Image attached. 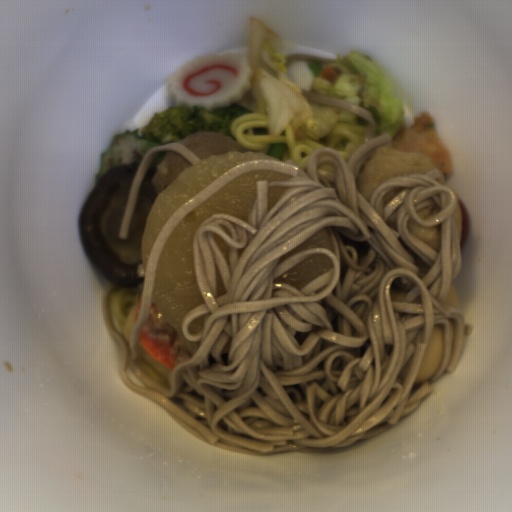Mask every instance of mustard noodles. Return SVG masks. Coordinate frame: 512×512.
<instances>
[{
	"mask_svg": "<svg viewBox=\"0 0 512 512\" xmlns=\"http://www.w3.org/2000/svg\"><path fill=\"white\" fill-rule=\"evenodd\" d=\"M301 96L367 121L364 142L347 162L325 147L311 152L305 166L272 158L241 163L177 210L156 235L128 342L110 314L111 292L119 285L110 286L103 301L105 328L121 350L123 382L199 441L246 455L327 451L385 432L433 390L427 380L414 382L434 326H442L444 353L432 381L455 372L465 338L462 311L444 303L463 253L453 217L457 198L436 182L441 172L386 180L368 202L357 178L377 147L393 146L389 133L375 137L377 122L366 108L309 90ZM266 168L292 176L256 183L248 223L209 215L195 234V273L205 302L186 316L183 333L200 346L192 357L179 356L170 389L164 387L135 362L162 249L190 210L236 176ZM275 184L290 188L268 211V188ZM412 218L439 224L440 253L408 230ZM324 227L335 254L310 248L279 264L280 256ZM214 231L230 247L231 270ZM318 253L335 267L300 290L275 283ZM397 287L408 291L401 302L390 296ZM128 346L133 374L148 389L127 374Z\"/></svg>",
	"mask_w": 512,
	"mask_h": 512,
	"instance_id": "1",
	"label": "mustard noodles"
},
{
	"mask_svg": "<svg viewBox=\"0 0 512 512\" xmlns=\"http://www.w3.org/2000/svg\"><path fill=\"white\" fill-rule=\"evenodd\" d=\"M161 150H171L177 152L182 157H184L192 166H197L201 160L198 156H196L190 149H188L185 145L180 144L178 142H173L169 144L157 145L153 148L147 150V152L142 157L139 166L132 178L131 186L129 190V195L124 211V215L122 218L120 230H119V238L120 239H128L131 223L133 219V214L135 210V205L139 193V189L142 183L143 176L152 161L155 155Z\"/></svg>",
	"mask_w": 512,
	"mask_h": 512,
	"instance_id": "2",
	"label": "mustard noodles"
},
{
	"mask_svg": "<svg viewBox=\"0 0 512 512\" xmlns=\"http://www.w3.org/2000/svg\"><path fill=\"white\" fill-rule=\"evenodd\" d=\"M283 58H284L285 65L293 60H307V61H311V62L315 61V62H319V63H328V62H332V61H337V60H333L330 58H326V57H322V56H318V55H314V54H310V53H294V52L284 55Z\"/></svg>",
	"mask_w": 512,
	"mask_h": 512,
	"instance_id": "3",
	"label": "mustard noodles"
}]
</instances>
